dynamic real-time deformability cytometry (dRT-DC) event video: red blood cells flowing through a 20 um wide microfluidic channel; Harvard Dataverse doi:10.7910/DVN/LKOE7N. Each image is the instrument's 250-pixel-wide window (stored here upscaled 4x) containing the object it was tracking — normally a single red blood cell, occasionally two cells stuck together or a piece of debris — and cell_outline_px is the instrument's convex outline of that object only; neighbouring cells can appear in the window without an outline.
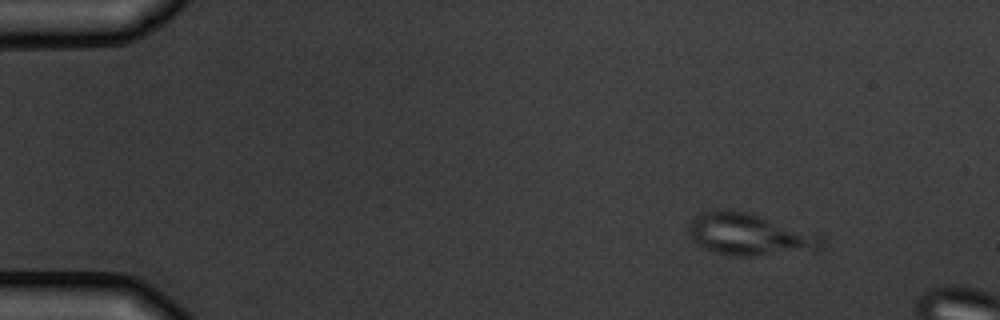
{"species": "common noctule bat (a hibernating species)", "species_latin": "Nyctalus noctula", "temperature_condition": "warm", "stored_images_in_passage": 4, "camera_frame_rate_fps": 3000, "um_per_image_px": 0.085, "animal": {"sex": "male", "body_mass_g": 19.5, "forearm_length_mm": 54.6}, "frame": {"image": 1, "passage_image": 1, "time_ms": 0.0, "image_size_px": [1000, 320], "cell_outline_px": [[824, 248], [816, 252], [752, 256], [736, 256], [716, 252], [704, 248], [696, 244], [688, 236], [688, 228], [692, 220], [700, 212], [744, 212], [820, 236], [824, 240]], "centroid_in_image_um": [63.73, 20.01], "position_along_channel_um": 21.3, "area_um2": 31.73}}